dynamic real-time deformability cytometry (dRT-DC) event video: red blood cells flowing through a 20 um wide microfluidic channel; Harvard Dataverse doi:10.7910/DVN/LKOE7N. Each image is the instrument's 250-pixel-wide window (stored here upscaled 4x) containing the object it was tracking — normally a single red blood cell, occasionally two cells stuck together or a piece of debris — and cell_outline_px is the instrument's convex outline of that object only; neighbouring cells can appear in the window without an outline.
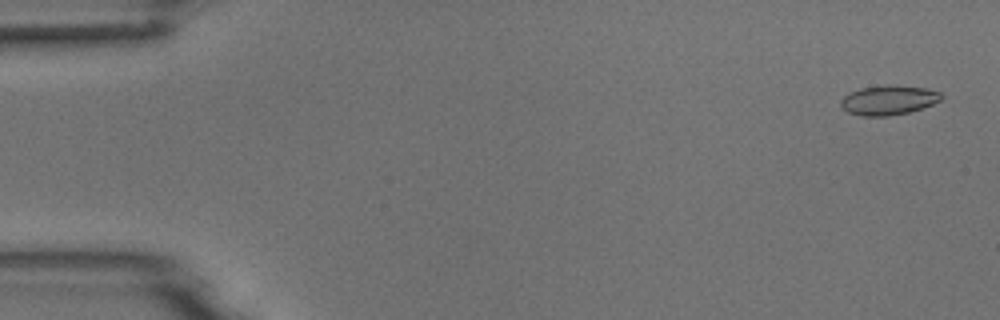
{"species": "common noctule bat (a hibernating species)", "species_latin": "Nyctalus noctula", "temperature_condition": "room temperature", "stored_images_in_passage": 53, "camera_frame_rate_fps": 3000, "um_per_image_px": 0.085, "animal": {"sex": "male", "body_mass_g": 18.8}, "frame": {"image": 1, "passage_image": 2, "time_ms": 0.333, "image_size_px": [1000, 320], "cell_outline_px": [[944, 96], [940, 100], [932, 104], [908, 112], [888, 116], [864, 116], [848, 112], [840, 104], [840, 100], [848, 92], [860, 88], [888, 84], [924, 88], [940, 92]], "centroid_in_image_um": [75.5, 8.5], "position_along_channel_um": 9.5, "area_um2": 17.22}}
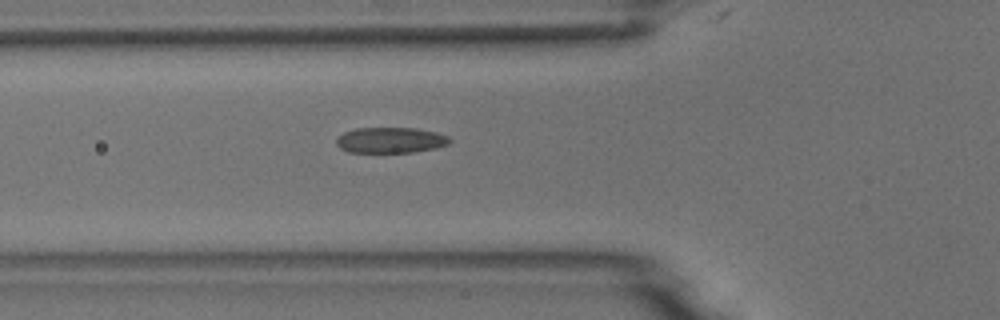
{"frame": {"image": 2, "passage_image": 19, "time_ms": 6.0, "image_size_px": [1000, 320], "cell_outline_px": [[452, 140], [448, 144], [436, 148], [412, 152], [348, 152], [340, 148], [336, 144], [336, 140], [344, 132], [356, 128], [416, 128], [436, 132], [448, 136]], "centroid_in_image_um": [33.21, 11.91], "position_along_channel_um": 92.6, "area_um2": 16.94}}
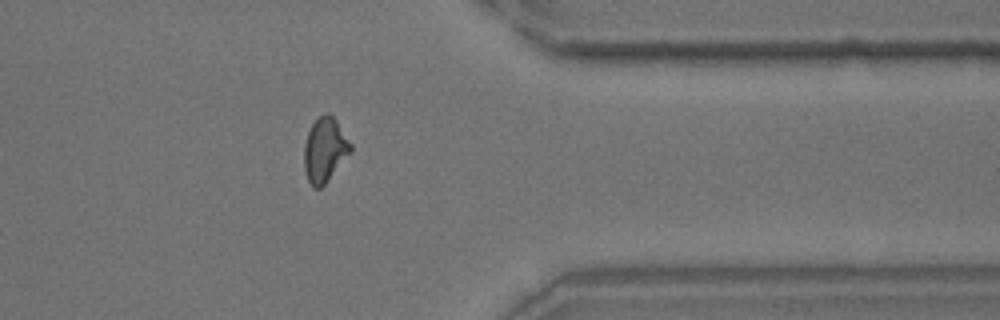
{"frame": {"image": 3, "passage_image": 43, "time_ms": 14.0, "image_size_px": [1000, 320], "cell_outline_px": [[352, 152], [324, 184], [320, 188], [312, 188], [308, 180], [304, 168], [304, 144], [308, 132], [312, 124], [320, 116], [328, 112], [336, 120], [352, 144]], "centroid_in_image_um": [27.61, 12.75], "position_along_channel_um": 383.8, "area_um2": 17.4}, "authors_computed_cell_mechanics": {"area_um2": 16.9354, "velocity_mm_per_s": 3.7736, "shape_relaxation_time_tau1_ms": 5.89, "shape_relaxation_time_tau2_ms": 1.362, "deformation_change_tau1": 0.159, "deformation_change_tau2": 0.0733}}